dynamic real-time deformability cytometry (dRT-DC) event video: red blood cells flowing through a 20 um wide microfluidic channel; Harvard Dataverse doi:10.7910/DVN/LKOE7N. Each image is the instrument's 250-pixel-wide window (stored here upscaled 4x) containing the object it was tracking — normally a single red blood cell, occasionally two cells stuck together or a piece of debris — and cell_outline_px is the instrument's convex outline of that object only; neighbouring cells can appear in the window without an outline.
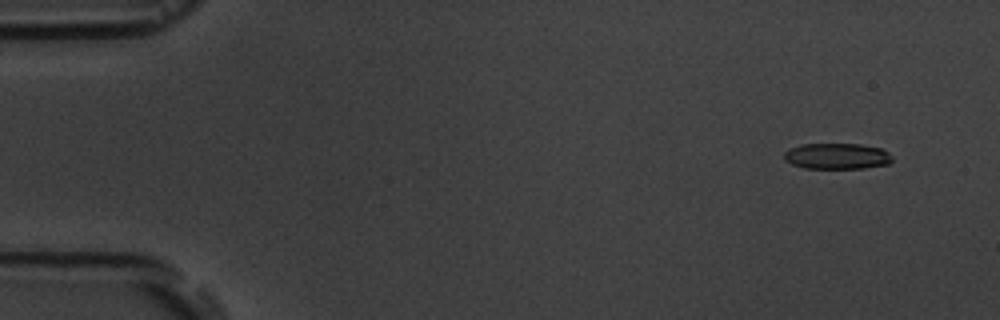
{"species": "common noctule bat (a hibernating species)", "species_latin": "Nyctalus noctula", "temperature_condition": "room temperature", "stored_images_in_passage": 8, "camera_frame_rate_fps": 3000, "um_per_image_px": 0.085, "animal": {"sex": "male", "body_mass_g": 19.5, "forearm_length_mm": 54.6}, "frame": {"image": 1, "passage_image": 2, "time_ms": 1.0, "image_size_px": [1000, 320], "cell_outline_px": [[892, 160], [888, 164], [864, 168], [804, 168], [792, 164], [784, 160], [784, 152], [788, 148], [800, 144], [860, 144], [880, 148], [888, 152], [892, 156]], "centroid_in_image_um": [71.11, 13.27], "position_along_channel_um": 13.9, "area_um2": 16.42}}
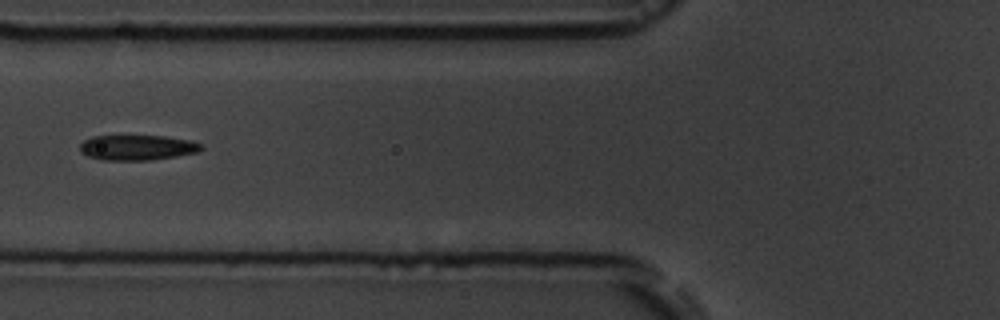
{"frame": {"image": 2, "passage_image": 7, "time_ms": 7.0, "image_size_px": [1000, 320], "cell_outline_px": [[204, 148], [196, 152], [176, 156], [148, 160], [104, 160], [88, 156], [80, 152], [80, 144], [84, 140], [92, 136], [164, 136], [188, 140], [204, 144]], "centroid_in_image_um": [11.66, 12.54], "position_along_channel_um": 114.1, "area_um2": 17.74}}
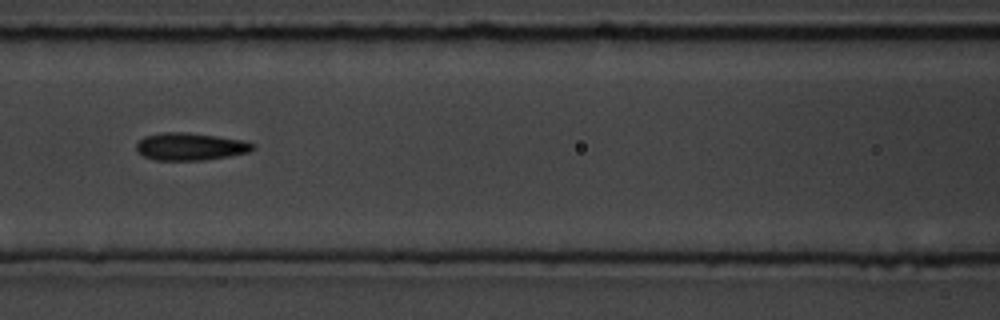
{"frame": {"image": 3, "passage_image": 8, "time_ms": 8.0, "image_size_px": [1000, 320], "cell_outline_px": [[256, 148], [248, 152], [228, 156], [204, 160], [156, 160], [144, 156], [136, 148], [136, 144], [144, 136], [160, 132], [188, 132], [244, 140], [256, 144]], "centroid_in_image_um": [16.2, 12.45], "position_along_channel_um": 150.4, "area_um2": 18.67}}